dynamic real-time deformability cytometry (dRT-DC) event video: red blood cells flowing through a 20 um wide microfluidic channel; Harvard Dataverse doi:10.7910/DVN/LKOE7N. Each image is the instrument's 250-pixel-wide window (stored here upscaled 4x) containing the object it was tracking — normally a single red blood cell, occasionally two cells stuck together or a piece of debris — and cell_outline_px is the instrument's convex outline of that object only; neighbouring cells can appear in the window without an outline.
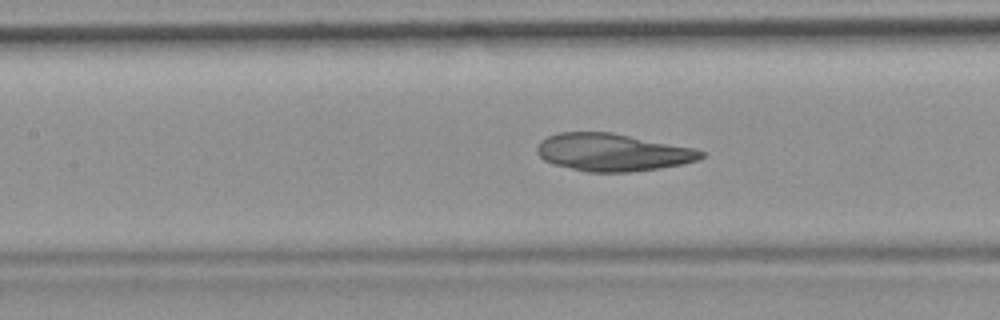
{"species": "common noctule bat (a hibernating species)", "species_latin": "Nyctalus noctula", "temperature_condition": "room temperature", "stored_images_in_passage": 53, "camera_frame_rate_fps": 3000, "um_per_image_px": 0.085, "animal": {"sex": "female", "body_mass_g": 19.9}, "frame": {"image": 1, "passage_image": 24, "time_ms": 7.667, "image_size_px": [1000, 320], "cell_outline_px": [[704, 156], [700, 160], [660, 168], [628, 172], [588, 172], [552, 164], [544, 160], [536, 152], [536, 148], [540, 140], [548, 136], [560, 132], [612, 132], [696, 148], [704, 152]], "centroid_in_image_um": [52.07, 12.94], "position_along_channel_um": 155.3, "area_um2": 36.07}}
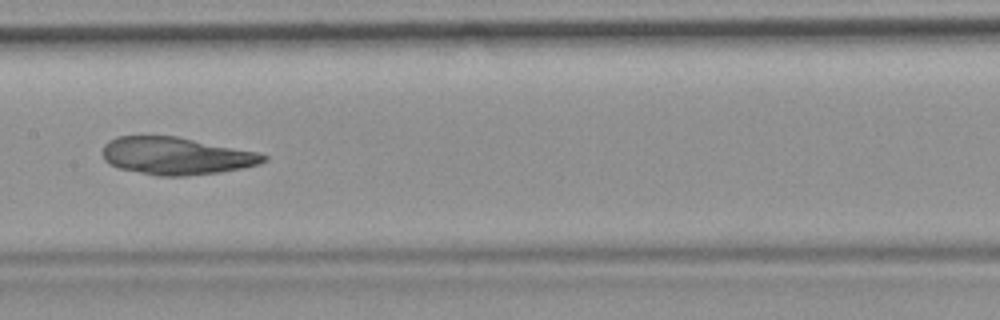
{"frame": {"image": 2, "passage_image": 27, "time_ms": 8.667, "image_size_px": [1000, 320], "cell_outline_px": [[268, 160], [260, 164], [244, 168], [220, 172], [184, 176], [156, 176], [120, 168], [108, 164], [104, 160], [104, 144], [108, 140], [116, 136], [176, 136], [256, 152], [268, 156]], "centroid_in_image_um": [14.97, 13.26], "position_along_channel_um": 192.4, "area_um2": 35.08}}